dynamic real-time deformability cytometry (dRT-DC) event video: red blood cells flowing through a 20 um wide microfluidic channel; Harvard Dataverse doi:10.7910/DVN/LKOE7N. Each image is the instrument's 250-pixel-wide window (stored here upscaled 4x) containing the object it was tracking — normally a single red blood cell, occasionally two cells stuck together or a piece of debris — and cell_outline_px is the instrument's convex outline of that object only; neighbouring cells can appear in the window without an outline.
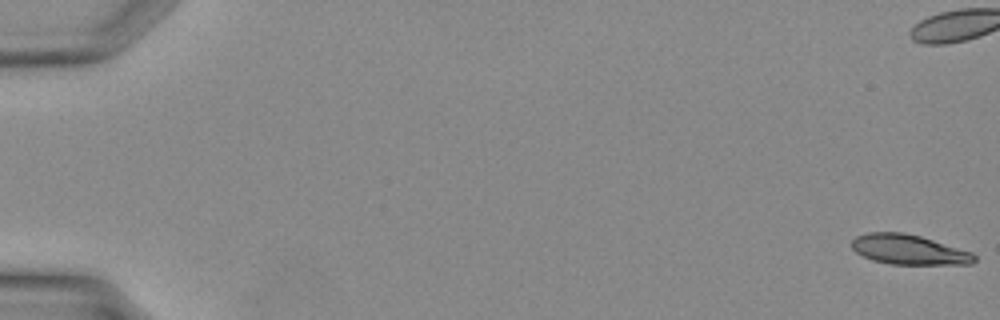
{"species": "Egyptian fruit bat (a non-hibernating species)", "species_latin": "Rousettus aegyptiacus", "temperature_condition": "warm", "stored_images_in_passage": 39, "camera_frame_rate_fps": 3000, "um_per_image_px": 0.085, "animal": {"sex": "female"}, "frame": {"image": 1, "passage_image": 1, "time_ms": 0.0, "image_size_px": [1000, 320], "cell_outline_px": [[976, 260], [972, 264], [892, 264], [872, 260], [856, 252], [852, 248], [852, 240], [856, 236], [868, 232], [904, 232], [920, 236], [972, 252], [976, 256]], "centroid_in_image_um": [77.25, 21.21], "position_along_channel_um": 7.8, "area_um2": 21.27}}
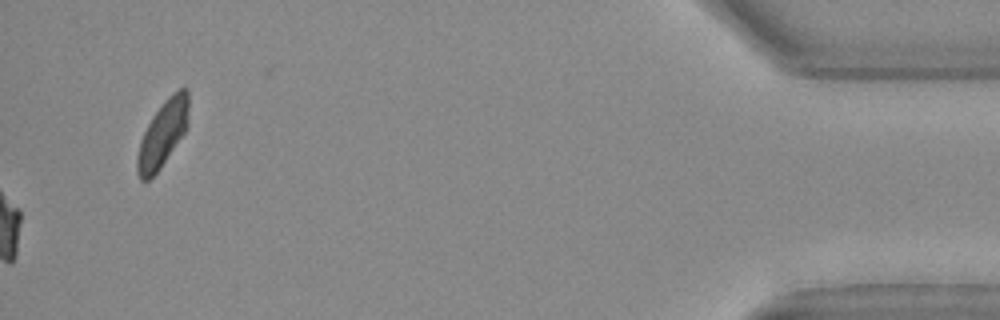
{"frame": {"image": 2, "passage_image": 39, "time_ms": 12.667, "image_size_px": [1000, 320], "cell_outline_px": [[188, 124], [184, 132], [160, 168], [148, 180], [140, 180], [136, 172], [136, 156], [140, 140], [152, 116], [164, 100], [172, 92], [180, 88], [188, 88]], "centroid_in_image_um": [13.81, 11.36], "position_along_channel_um": 421.4, "area_um2": 19.71}}